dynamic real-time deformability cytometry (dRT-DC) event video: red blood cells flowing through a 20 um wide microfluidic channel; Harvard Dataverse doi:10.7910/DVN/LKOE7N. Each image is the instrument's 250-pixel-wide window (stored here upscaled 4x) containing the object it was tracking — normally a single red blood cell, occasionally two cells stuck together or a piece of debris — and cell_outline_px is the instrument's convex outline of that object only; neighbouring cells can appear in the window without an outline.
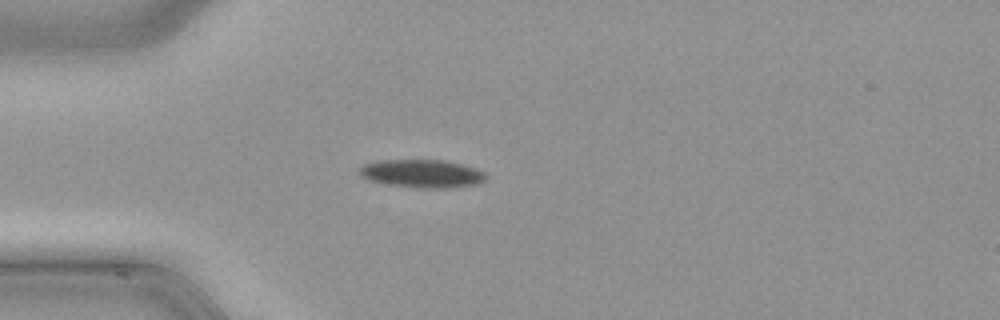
{"species": "common noctule bat (a hibernating species)", "species_latin": "Nyctalus noctula", "temperature_condition": "cold", "stored_images_in_passage": 43, "camera_frame_rate_fps": 3000, "um_per_image_px": 0.085, "animal": {"sex": "male", "body_mass_g": 21.5, "forearm_length_mm": 52.0}, "frame": {"image": 1, "passage_image": 8, "time_ms": 2.333, "image_size_px": [1000, 320], "cell_outline_px": [[488, 176], [484, 180], [476, 184], [440, 188], [428, 188], [388, 184], [368, 180], [360, 176], [356, 172], [356, 168], [364, 164], [376, 160], [444, 160], [464, 164], [476, 168], [484, 172]], "centroid_in_image_um": [35.81, 14.73], "position_along_channel_um": 49.2, "area_um2": 20.81}}
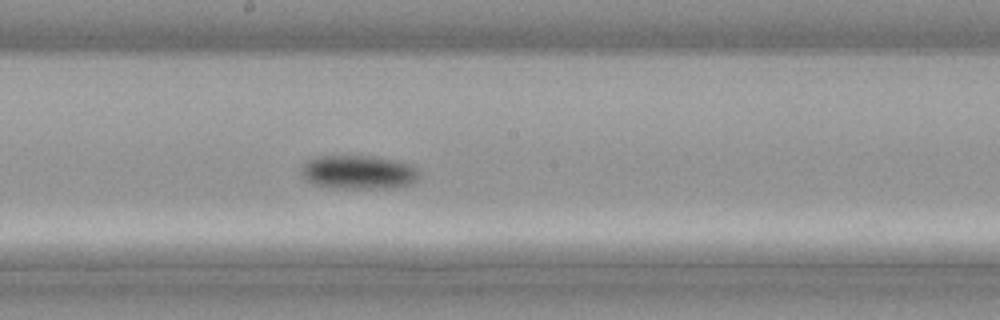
{"frame": {"image": 2, "passage_image": 21, "time_ms": 6.667, "image_size_px": [1000, 320], "cell_outline_px": [[420, 180], [412, 184], [396, 188], [328, 188], [312, 184], [304, 180], [300, 176], [300, 168], [308, 160], [320, 156], [372, 156], [392, 160], [408, 164], [420, 172]], "centroid_in_image_um": [30.44, 14.66], "position_along_channel_um": 217.8, "area_um2": 23.64}}
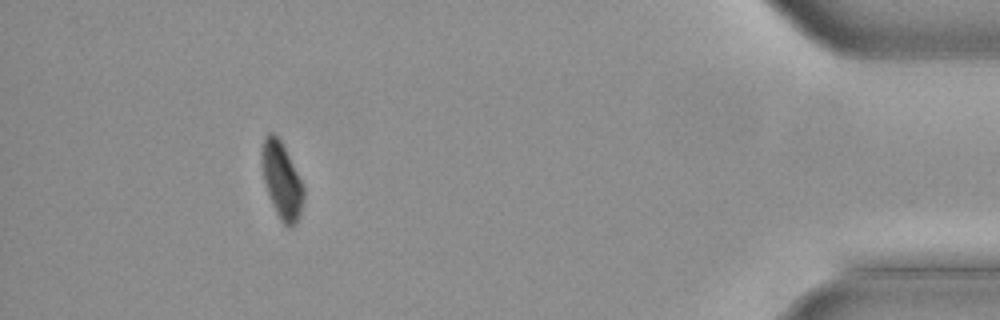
{"frame": {"image": 3, "passage_image": 39, "time_ms": 12.667, "image_size_px": [1000, 320], "cell_outline_px": [[304, 200], [300, 216], [296, 224], [288, 228], [280, 220], [272, 204], [264, 184], [260, 160], [260, 152], [264, 136], [268, 132], [272, 132], [280, 140], [304, 188]], "centroid_in_image_um": [23.91, 15.36], "position_along_channel_um": 411.3, "area_um2": 18.67}}